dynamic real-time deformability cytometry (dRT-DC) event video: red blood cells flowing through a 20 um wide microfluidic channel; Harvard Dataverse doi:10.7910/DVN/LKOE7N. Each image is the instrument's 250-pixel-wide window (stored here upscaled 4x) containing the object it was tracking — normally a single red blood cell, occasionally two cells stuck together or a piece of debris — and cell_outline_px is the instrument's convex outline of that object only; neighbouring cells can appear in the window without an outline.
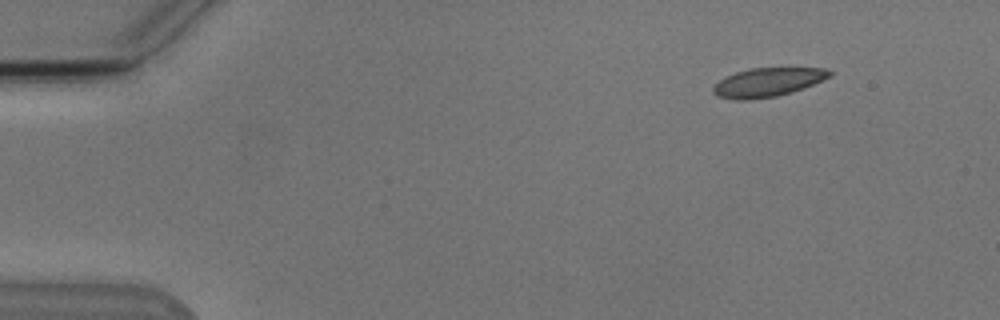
{"species": "Egyptian fruit bat (a non-hibernating species)", "species_latin": "Rousettus aegyptiacus", "temperature_condition": "cold", "stored_images_in_passage": 4, "camera_frame_rate_fps": 3000, "um_per_image_px": 0.085, "animal": {"sex": "male"}, "frame": {"image": 1, "passage_image": 2, "time_ms": 1.333, "image_size_px": [1000, 320], "cell_outline_px": [[832, 76], [804, 88], [792, 92], [776, 96], [748, 100], [736, 100], [716, 96], [712, 92], [712, 88], [720, 80], [736, 72], [748, 68], [824, 68], [832, 72]], "centroid_in_image_um": [65.25, 7.0], "position_along_channel_um": 19.8, "area_um2": 19.54}}